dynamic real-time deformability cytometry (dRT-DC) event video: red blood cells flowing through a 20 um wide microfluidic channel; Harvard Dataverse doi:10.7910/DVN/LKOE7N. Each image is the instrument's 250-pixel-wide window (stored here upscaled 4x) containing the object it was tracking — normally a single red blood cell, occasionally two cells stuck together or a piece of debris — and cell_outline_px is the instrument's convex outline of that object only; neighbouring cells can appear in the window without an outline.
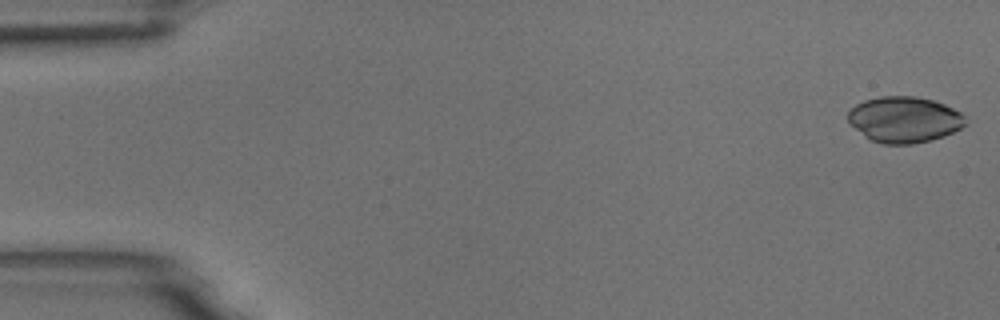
{"species": "common noctule bat (a hibernating species)", "species_latin": "Nyctalus noctula", "temperature_condition": "room temperature", "stored_images_in_passage": 54, "camera_frame_rate_fps": 3000, "um_per_image_px": 0.085, "animal": {"sex": "male", "body_mass_g": 18.8}, "frame": {"image": 1, "passage_image": 1, "time_ms": 0.0, "image_size_px": [1000, 320], "cell_outline_px": [[968, 124], [944, 136], [932, 140], [912, 144], [884, 144], [872, 140], [864, 136], [848, 120], [848, 112], [856, 104], [864, 100], [880, 96], [916, 96], [932, 100], [944, 104], [960, 112], [964, 116]], "centroid_in_image_um": [76.88, 10.16], "position_along_channel_um": 8.1, "area_um2": 31.39}}